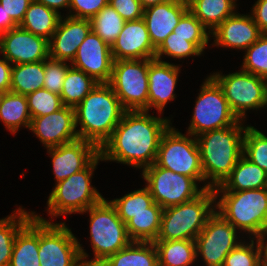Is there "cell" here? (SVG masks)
<instances>
[{"label":"cell","mask_w":267,"mask_h":266,"mask_svg":"<svg viewBox=\"0 0 267 266\" xmlns=\"http://www.w3.org/2000/svg\"><path fill=\"white\" fill-rule=\"evenodd\" d=\"M142 175L154 202L163 209L193 200L207 189L206 183L198 189L194 178L162 168L155 163L142 169Z\"/></svg>","instance_id":"7c38bea8"},{"label":"cell","mask_w":267,"mask_h":266,"mask_svg":"<svg viewBox=\"0 0 267 266\" xmlns=\"http://www.w3.org/2000/svg\"><path fill=\"white\" fill-rule=\"evenodd\" d=\"M153 47L145 21H125L116 41L111 46L114 60L154 59Z\"/></svg>","instance_id":"ffe728a7"},{"label":"cell","mask_w":267,"mask_h":266,"mask_svg":"<svg viewBox=\"0 0 267 266\" xmlns=\"http://www.w3.org/2000/svg\"><path fill=\"white\" fill-rule=\"evenodd\" d=\"M61 16L44 4L32 1L19 26L49 41L57 28Z\"/></svg>","instance_id":"83f0119b"},{"label":"cell","mask_w":267,"mask_h":266,"mask_svg":"<svg viewBox=\"0 0 267 266\" xmlns=\"http://www.w3.org/2000/svg\"><path fill=\"white\" fill-rule=\"evenodd\" d=\"M118 212L119 218L126 224L140 212H163V208L154 202L149 189L145 186L110 201Z\"/></svg>","instance_id":"4dcf8cb0"},{"label":"cell","mask_w":267,"mask_h":266,"mask_svg":"<svg viewBox=\"0 0 267 266\" xmlns=\"http://www.w3.org/2000/svg\"><path fill=\"white\" fill-rule=\"evenodd\" d=\"M267 188V172L242 156L224 182L214 191H242Z\"/></svg>","instance_id":"d4e9b609"},{"label":"cell","mask_w":267,"mask_h":266,"mask_svg":"<svg viewBox=\"0 0 267 266\" xmlns=\"http://www.w3.org/2000/svg\"><path fill=\"white\" fill-rule=\"evenodd\" d=\"M215 209L236 229L255 239L267 236V188L242 191H214ZM222 196H221V195Z\"/></svg>","instance_id":"277c9868"},{"label":"cell","mask_w":267,"mask_h":266,"mask_svg":"<svg viewBox=\"0 0 267 266\" xmlns=\"http://www.w3.org/2000/svg\"><path fill=\"white\" fill-rule=\"evenodd\" d=\"M250 243L240 242L226 256L223 266H260L259 239L249 237ZM252 239V240H251ZM256 243V246L254 245Z\"/></svg>","instance_id":"b9f144b4"},{"label":"cell","mask_w":267,"mask_h":266,"mask_svg":"<svg viewBox=\"0 0 267 266\" xmlns=\"http://www.w3.org/2000/svg\"><path fill=\"white\" fill-rule=\"evenodd\" d=\"M74 109L75 127L80 125L76 130L79 139L89 141L99 149L126 111L109 83H98Z\"/></svg>","instance_id":"7a4b0ae2"},{"label":"cell","mask_w":267,"mask_h":266,"mask_svg":"<svg viewBox=\"0 0 267 266\" xmlns=\"http://www.w3.org/2000/svg\"><path fill=\"white\" fill-rule=\"evenodd\" d=\"M32 1L33 0H0V4L6 15H9L17 25H20Z\"/></svg>","instance_id":"bcb514c9"},{"label":"cell","mask_w":267,"mask_h":266,"mask_svg":"<svg viewBox=\"0 0 267 266\" xmlns=\"http://www.w3.org/2000/svg\"><path fill=\"white\" fill-rule=\"evenodd\" d=\"M26 98L31 118L51 114L64 106L60 95L45 88L27 94Z\"/></svg>","instance_id":"60d3db41"},{"label":"cell","mask_w":267,"mask_h":266,"mask_svg":"<svg viewBox=\"0 0 267 266\" xmlns=\"http://www.w3.org/2000/svg\"><path fill=\"white\" fill-rule=\"evenodd\" d=\"M14 212L0 219V266L10 265L16 234L35 214L28 213L21 207Z\"/></svg>","instance_id":"d6a6232c"},{"label":"cell","mask_w":267,"mask_h":266,"mask_svg":"<svg viewBox=\"0 0 267 266\" xmlns=\"http://www.w3.org/2000/svg\"><path fill=\"white\" fill-rule=\"evenodd\" d=\"M0 53L12 65L44 61L49 58L48 40L18 25L1 34Z\"/></svg>","instance_id":"9a60e30c"},{"label":"cell","mask_w":267,"mask_h":266,"mask_svg":"<svg viewBox=\"0 0 267 266\" xmlns=\"http://www.w3.org/2000/svg\"><path fill=\"white\" fill-rule=\"evenodd\" d=\"M245 51L242 70L267 79V33Z\"/></svg>","instance_id":"ab89813d"},{"label":"cell","mask_w":267,"mask_h":266,"mask_svg":"<svg viewBox=\"0 0 267 266\" xmlns=\"http://www.w3.org/2000/svg\"><path fill=\"white\" fill-rule=\"evenodd\" d=\"M113 63L111 46L91 30L78 47L71 65L84 71L98 83H109Z\"/></svg>","instance_id":"2e32d148"},{"label":"cell","mask_w":267,"mask_h":266,"mask_svg":"<svg viewBox=\"0 0 267 266\" xmlns=\"http://www.w3.org/2000/svg\"><path fill=\"white\" fill-rule=\"evenodd\" d=\"M47 152L52 157L55 183L85 169L100 154L95 144L83 139L47 148Z\"/></svg>","instance_id":"ac0fdd59"},{"label":"cell","mask_w":267,"mask_h":266,"mask_svg":"<svg viewBox=\"0 0 267 266\" xmlns=\"http://www.w3.org/2000/svg\"><path fill=\"white\" fill-rule=\"evenodd\" d=\"M195 102L187 132L194 137L232 126L239 121L231 110L222 88L211 76L205 79Z\"/></svg>","instance_id":"30bf717a"},{"label":"cell","mask_w":267,"mask_h":266,"mask_svg":"<svg viewBox=\"0 0 267 266\" xmlns=\"http://www.w3.org/2000/svg\"><path fill=\"white\" fill-rule=\"evenodd\" d=\"M188 10V3L178 0H169L144 9L142 18L155 49L173 32L181 17Z\"/></svg>","instance_id":"7402d4cb"},{"label":"cell","mask_w":267,"mask_h":266,"mask_svg":"<svg viewBox=\"0 0 267 266\" xmlns=\"http://www.w3.org/2000/svg\"><path fill=\"white\" fill-rule=\"evenodd\" d=\"M108 4L111 5L125 21L142 19L144 14V8L139 0H109Z\"/></svg>","instance_id":"f6af8a7d"},{"label":"cell","mask_w":267,"mask_h":266,"mask_svg":"<svg viewBox=\"0 0 267 266\" xmlns=\"http://www.w3.org/2000/svg\"><path fill=\"white\" fill-rule=\"evenodd\" d=\"M237 239V229L215 210L195 239L196 255L202 256L207 266H223L226 256L240 243Z\"/></svg>","instance_id":"5bb4252c"},{"label":"cell","mask_w":267,"mask_h":266,"mask_svg":"<svg viewBox=\"0 0 267 266\" xmlns=\"http://www.w3.org/2000/svg\"><path fill=\"white\" fill-rule=\"evenodd\" d=\"M97 84L84 71L71 66L65 75L60 94L63 105L75 108Z\"/></svg>","instance_id":"836d02e7"},{"label":"cell","mask_w":267,"mask_h":266,"mask_svg":"<svg viewBox=\"0 0 267 266\" xmlns=\"http://www.w3.org/2000/svg\"><path fill=\"white\" fill-rule=\"evenodd\" d=\"M251 13L260 31L262 33H267V0H257Z\"/></svg>","instance_id":"7dc6e473"},{"label":"cell","mask_w":267,"mask_h":266,"mask_svg":"<svg viewBox=\"0 0 267 266\" xmlns=\"http://www.w3.org/2000/svg\"><path fill=\"white\" fill-rule=\"evenodd\" d=\"M35 2L44 4L46 7L55 10L58 14L61 15L59 8H68L70 6V0H33Z\"/></svg>","instance_id":"681fc988"},{"label":"cell","mask_w":267,"mask_h":266,"mask_svg":"<svg viewBox=\"0 0 267 266\" xmlns=\"http://www.w3.org/2000/svg\"><path fill=\"white\" fill-rule=\"evenodd\" d=\"M44 61L16 64L11 69L10 91L27 95L44 85Z\"/></svg>","instance_id":"1f68e13d"},{"label":"cell","mask_w":267,"mask_h":266,"mask_svg":"<svg viewBox=\"0 0 267 266\" xmlns=\"http://www.w3.org/2000/svg\"><path fill=\"white\" fill-rule=\"evenodd\" d=\"M5 93H6L5 91L0 90V104L2 102V99H3L4 95H5Z\"/></svg>","instance_id":"db71d44e"},{"label":"cell","mask_w":267,"mask_h":266,"mask_svg":"<svg viewBox=\"0 0 267 266\" xmlns=\"http://www.w3.org/2000/svg\"><path fill=\"white\" fill-rule=\"evenodd\" d=\"M179 65L158 59H148V112L152 107L161 114L169 101L175 99Z\"/></svg>","instance_id":"44dd1931"},{"label":"cell","mask_w":267,"mask_h":266,"mask_svg":"<svg viewBox=\"0 0 267 266\" xmlns=\"http://www.w3.org/2000/svg\"><path fill=\"white\" fill-rule=\"evenodd\" d=\"M158 252L159 266H190L195 263V240L154 241Z\"/></svg>","instance_id":"f1b7e54d"},{"label":"cell","mask_w":267,"mask_h":266,"mask_svg":"<svg viewBox=\"0 0 267 266\" xmlns=\"http://www.w3.org/2000/svg\"><path fill=\"white\" fill-rule=\"evenodd\" d=\"M245 129L242 120H239L232 126L196 137L204 179L210 180L207 189L220 186L243 156Z\"/></svg>","instance_id":"3957f363"},{"label":"cell","mask_w":267,"mask_h":266,"mask_svg":"<svg viewBox=\"0 0 267 266\" xmlns=\"http://www.w3.org/2000/svg\"><path fill=\"white\" fill-rule=\"evenodd\" d=\"M91 31L90 19L61 16L57 28L48 41L49 57L72 62L78 47Z\"/></svg>","instance_id":"d6986e66"},{"label":"cell","mask_w":267,"mask_h":266,"mask_svg":"<svg viewBox=\"0 0 267 266\" xmlns=\"http://www.w3.org/2000/svg\"><path fill=\"white\" fill-rule=\"evenodd\" d=\"M142 7L145 9L147 7H150V6H153V5H156V4H160V3H164L166 1H169V0H139Z\"/></svg>","instance_id":"f5cc1de1"},{"label":"cell","mask_w":267,"mask_h":266,"mask_svg":"<svg viewBox=\"0 0 267 266\" xmlns=\"http://www.w3.org/2000/svg\"><path fill=\"white\" fill-rule=\"evenodd\" d=\"M39 219L33 215L18 231L9 266H40Z\"/></svg>","instance_id":"cb8c5ba5"},{"label":"cell","mask_w":267,"mask_h":266,"mask_svg":"<svg viewBox=\"0 0 267 266\" xmlns=\"http://www.w3.org/2000/svg\"><path fill=\"white\" fill-rule=\"evenodd\" d=\"M162 212H140L126 223L132 241L154 242L158 236Z\"/></svg>","instance_id":"e575fe53"},{"label":"cell","mask_w":267,"mask_h":266,"mask_svg":"<svg viewBox=\"0 0 267 266\" xmlns=\"http://www.w3.org/2000/svg\"><path fill=\"white\" fill-rule=\"evenodd\" d=\"M262 34L252 15L236 12L211 32L215 38L212 45L246 50Z\"/></svg>","instance_id":"603a6c76"},{"label":"cell","mask_w":267,"mask_h":266,"mask_svg":"<svg viewBox=\"0 0 267 266\" xmlns=\"http://www.w3.org/2000/svg\"><path fill=\"white\" fill-rule=\"evenodd\" d=\"M98 266H159L158 252L153 242L132 241Z\"/></svg>","instance_id":"484cf974"},{"label":"cell","mask_w":267,"mask_h":266,"mask_svg":"<svg viewBox=\"0 0 267 266\" xmlns=\"http://www.w3.org/2000/svg\"><path fill=\"white\" fill-rule=\"evenodd\" d=\"M18 25L11 19L9 15L3 10L2 5L0 4V33L7 32L9 29L17 27Z\"/></svg>","instance_id":"f907efd6"},{"label":"cell","mask_w":267,"mask_h":266,"mask_svg":"<svg viewBox=\"0 0 267 266\" xmlns=\"http://www.w3.org/2000/svg\"><path fill=\"white\" fill-rule=\"evenodd\" d=\"M31 119L26 95L6 92L0 104V120L5 128L13 134L20 126L29 129Z\"/></svg>","instance_id":"f546056e"},{"label":"cell","mask_w":267,"mask_h":266,"mask_svg":"<svg viewBox=\"0 0 267 266\" xmlns=\"http://www.w3.org/2000/svg\"><path fill=\"white\" fill-rule=\"evenodd\" d=\"M91 30L112 46L121 32L125 20L109 4L90 19Z\"/></svg>","instance_id":"d590c367"},{"label":"cell","mask_w":267,"mask_h":266,"mask_svg":"<svg viewBox=\"0 0 267 266\" xmlns=\"http://www.w3.org/2000/svg\"><path fill=\"white\" fill-rule=\"evenodd\" d=\"M187 135L169 126L161 137L155 164L178 174L192 177L199 183L204 182L196 137L189 133Z\"/></svg>","instance_id":"9c48e42d"},{"label":"cell","mask_w":267,"mask_h":266,"mask_svg":"<svg viewBox=\"0 0 267 266\" xmlns=\"http://www.w3.org/2000/svg\"><path fill=\"white\" fill-rule=\"evenodd\" d=\"M266 100H267V79H266Z\"/></svg>","instance_id":"9f6ffc18"},{"label":"cell","mask_w":267,"mask_h":266,"mask_svg":"<svg viewBox=\"0 0 267 266\" xmlns=\"http://www.w3.org/2000/svg\"><path fill=\"white\" fill-rule=\"evenodd\" d=\"M108 1L109 0H70L69 16L91 19L108 4ZM71 10H73V13H71Z\"/></svg>","instance_id":"ee69618b"},{"label":"cell","mask_w":267,"mask_h":266,"mask_svg":"<svg viewBox=\"0 0 267 266\" xmlns=\"http://www.w3.org/2000/svg\"><path fill=\"white\" fill-rule=\"evenodd\" d=\"M109 84L126 111H148V59L114 60Z\"/></svg>","instance_id":"8fae6325"},{"label":"cell","mask_w":267,"mask_h":266,"mask_svg":"<svg viewBox=\"0 0 267 266\" xmlns=\"http://www.w3.org/2000/svg\"><path fill=\"white\" fill-rule=\"evenodd\" d=\"M236 0H192L189 11L209 30H215L236 12Z\"/></svg>","instance_id":"4316f807"},{"label":"cell","mask_w":267,"mask_h":266,"mask_svg":"<svg viewBox=\"0 0 267 266\" xmlns=\"http://www.w3.org/2000/svg\"><path fill=\"white\" fill-rule=\"evenodd\" d=\"M215 202L214 189L208 188L193 200L163 209L155 241L195 240L216 210Z\"/></svg>","instance_id":"5b68a950"},{"label":"cell","mask_w":267,"mask_h":266,"mask_svg":"<svg viewBox=\"0 0 267 266\" xmlns=\"http://www.w3.org/2000/svg\"><path fill=\"white\" fill-rule=\"evenodd\" d=\"M267 237L259 238L260 266H267Z\"/></svg>","instance_id":"816d5d0a"},{"label":"cell","mask_w":267,"mask_h":266,"mask_svg":"<svg viewBox=\"0 0 267 266\" xmlns=\"http://www.w3.org/2000/svg\"><path fill=\"white\" fill-rule=\"evenodd\" d=\"M170 120L151 116L147 110L125 111L110 138L99 149L102 161H115L134 168L155 163L162 135Z\"/></svg>","instance_id":"6da1fadb"},{"label":"cell","mask_w":267,"mask_h":266,"mask_svg":"<svg viewBox=\"0 0 267 266\" xmlns=\"http://www.w3.org/2000/svg\"><path fill=\"white\" fill-rule=\"evenodd\" d=\"M71 67L66 61L48 58L44 60V85L43 88L57 95L61 94L67 70Z\"/></svg>","instance_id":"7bdbcfd3"},{"label":"cell","mask_w":267,"mask_h":266,"mask_svg":"<svg viewBox=\"0 0 267 266\" xmlns=\"http://www.w3.org/2000/svg\"><path fill=\"white\" fill-rule=\"evenodd\" d=\"M40 266H86L88 254L65 222L51 223L39 215Z\"/></svg>","instance_id":"ba28073f"},{"label":"cell","mask_w":267,"mask_h":266,"mask_svg":"<svg viewBox=\"0 0 267 266\" xmlns=\"http://www.w3.org/2000/svg\"><path fill=\"white\" fill-rule=\"evenodd\" d=\"M177 36L189 38L202 52L208 45L210 33L207 28L188 10L173 29Z\"/></svg>","instance_id":"74e56055"},{"label":"cell","mask_w":267,"mask_h":266,"mask_svg":"<svg viewBox=\"0 0 267 266\" xmlns=\"http://www.w3.org/2000/svg\"><path fill=\"white\" fill-rule=\"evenodd\" d=\"M222 88L225 98L239 120H244L247 110L267 107L266 79L243 71L210 75Z\"/></svg>","instance_id":"4fadbf2b"},{"label":"cell","mask_w":267,"mask_h":266,"mask_svg":"<svg viewBox=\"0 0 267 266\" xmlns=\"http://www.w3.org/2000/svg\"><path fill=\"white\" fill-rule=\"evenodd\" d=\"M29 130L39 138L46 148L79 139L75 127V109L69 106H63L51 114L32 118Z\"/></svg>","instance_id":"e0dca14e"},{"label":"cell","mask_w":267,"mask_h":266,"mask_svg":"<svg viewBox=\"0 0 267 266\" xmlns=\"http://www.w3.org/2000/svg\"><path fill=\"white\" fill-rule=\"evenodd\" d=\"M201 54L202 51L193 42H189V38L177 36L176 33L172 32L156 49L155 59L162 61V55L183 59Z\"/></svg>","instance_id":"f35d334b"},{"label":"cell","mask_w":267,"mask_h":266,"mask_svg":"<svg viewBox=\"0 0 267 266\" xmlns=\"http://www.w3.org/2000/svg\"><path fill=\"white\" fill-rule=\"evenodd\" d=\"M0 59V90L9 92L12 64L4 57Z\"/></svg>","instance_id":"c3c4849f"},{"label":"cell","mask_w":267,"mask_h":266,"mask_svg":"<svg viewBox=\"0 0 267 266\" xmlns=\"http://www.w3.org/2000/svg\"><path fill=\"white\" fill-rule=\"evenodd\" d=\"M243 156L267 172V136L253 126H246Z\"/></svg>","instance_id":"8d00e7d4"},{"label":"cell","mask_w":267,"mask_h":266,"mask_svg":"<svg viewBox=\"0 0 267 266\" xmlns=\"http://www.w3.org/2000/svg\"><path fill=\"white\" fill-rule=\"evenodd\" d=\"M99 160L102 161L100 154L85 169L56 183L47 201V211L51 217L68 213L82 214L103 199L91 185V177Z\"/></svg>","instance_id":"52a82bcc"},{"label":"cell","mask_w":267,"mask_h":266,"mask_svg":"<svg viewBox=\"0 0 267 266\" xmlns=\"http://www.w3.org/2000/svg\"><path fill=\"white\" fill-rule=\"evenodd\" d=\"M84 212L90 215V243L94 252V259L86 260V266H98L132 242L126 224L110 201L103 198Z\"/></svg>","instance_id":"8992f818"},{"label":"cell","mask_w":267,"mask_h":266,"mask_svg":"<svg viewBox=\"0 0 267 266\" xmlns=\"http://www.w3.org/2000/svg\"><path fill=\"white\" fill-rule=\"evenodd\" d=\"M178 1H182V2H185V3H190L192 0H178Z\"/></svg>","instance_id":"11a10c76"}]
</instances>
